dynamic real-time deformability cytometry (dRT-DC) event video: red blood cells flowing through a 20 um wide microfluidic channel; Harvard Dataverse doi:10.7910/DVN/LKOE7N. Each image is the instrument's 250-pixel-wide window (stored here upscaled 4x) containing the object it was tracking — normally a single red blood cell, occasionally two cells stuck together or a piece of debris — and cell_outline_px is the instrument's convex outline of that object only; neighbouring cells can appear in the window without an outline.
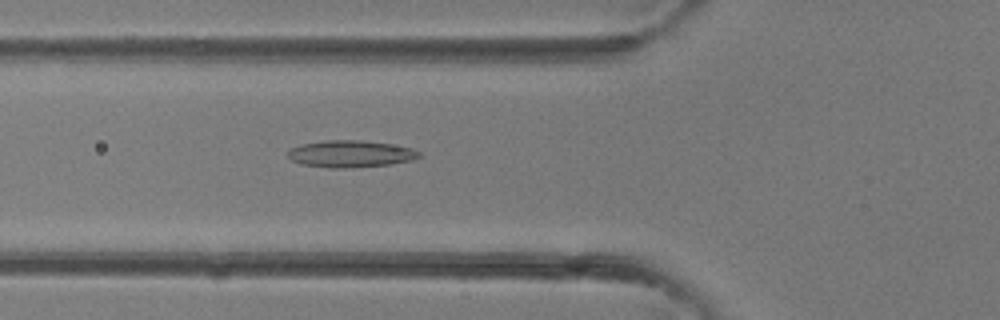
{"species": "common noctule bat (a hibernating species)", "species_latin": "Nyctalus noctula", "temperature_condition": "room temperature", "stored_images_in_passage": 38, "camera_frame_rate_fps": 3000, "um_per_image_px": 0.085, "animal": {"sex": "female"}, "frame": {"image": 1, "passage_image": 13, "time_ms": 4.0, "image_size_px": [1000, 320], "cell_outline_px": [[424, 156], [412, 160], [392, 164], [344, 168], [328, 168], [300, 164], [292, 160], [288, 156], [288, 152], [292, 148], [300, 144], [324, 140], [364, 140], [412, 148], [420, 152]], "centroid_in_image_um": [29.81, 13.08], "position_along_channel_um": 96.0, "area_um2": 20.69}}
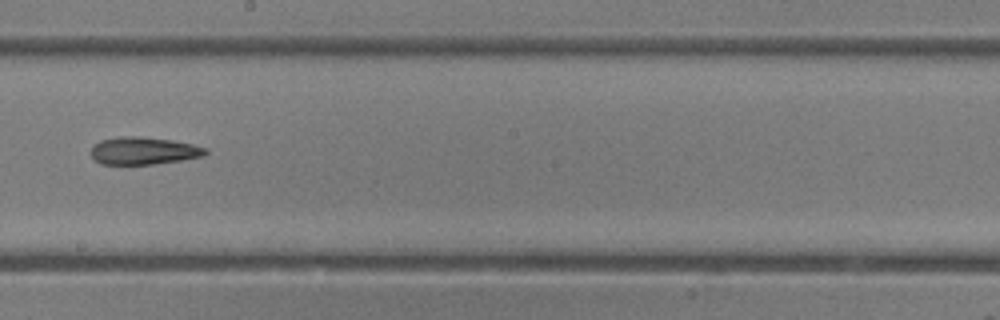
{"frame": {"image": 2, "passage_image": 21, "time_ms": 6.667, "image_size_px": [1000, 320], "cell_outline_px": [[208, 152], [204, 156], [180, 160], [152, 164], [100, 164], [88, 152], [92, 144], [100, 140], [120, 136], [140, 136], [172, 140], [192, 144], [208, 148]], "centroid_in_image_um": [12.16, 12.8], "position_along_channel_um": 236.0, "area_um2": 18.55}}
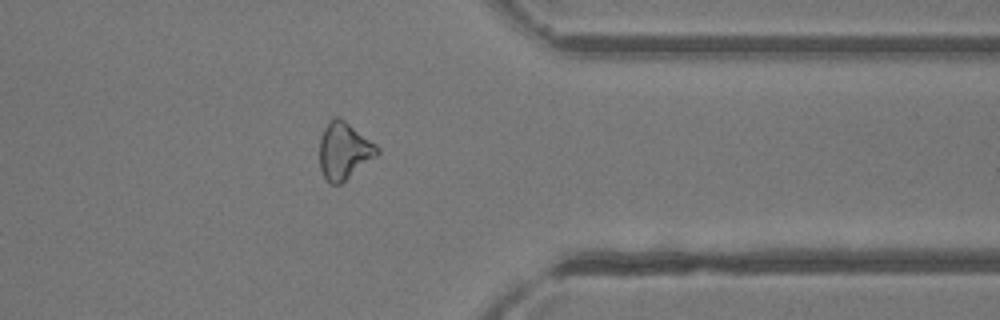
{"frame": {"image": 3, "passage_image": 30, "time_ms": 9.667, "image_size_px": [1000, 320], "cell_outline_px": [[380, 152], [376, 156], [340, 184], [328, 184], [320, 168], [320, 136], [324, 128], [336, 116], [340, 116], [376, 144], [380, 148]], "centroid_in_image_um": [29.24, 12.81], "position_along_channel_um": 382.2, "area_um2": 19.02}}